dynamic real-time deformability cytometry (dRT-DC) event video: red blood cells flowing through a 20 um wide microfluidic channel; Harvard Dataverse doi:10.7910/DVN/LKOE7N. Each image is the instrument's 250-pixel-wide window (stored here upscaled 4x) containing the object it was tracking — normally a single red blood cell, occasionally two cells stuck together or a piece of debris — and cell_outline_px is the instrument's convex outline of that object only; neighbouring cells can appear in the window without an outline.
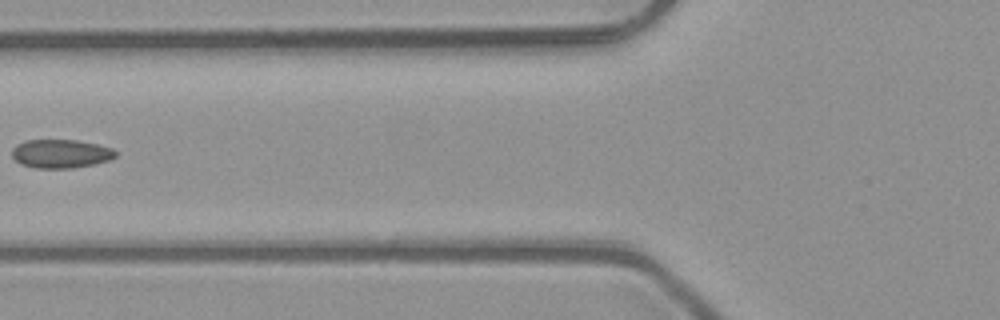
{"species": "common noctule bat (a hibernating species)", "species_latin": "Nyctalus noctula", "temperature_condition": "room temperature", "stored_images_in_passage": 6, "camera_frame_rate_fps": 3000, "um_per_image_px": 0.085, "animal": {"sex": "male", "body_mass_g": 23.1, "forearm_length_mm": 52.7}, "frame": {"image": 1, "passage_image": 6, "time_ms": 1.667, "image_size_px": [1000, 320], "cell_outline_px": [[116, 156], [108, 160], [96, 164], [72, 168], [36, 168], [20, 164], [12, 156], [12, 148], [16, 144], [24, 140], [76, 140], [96, 144], [112, 148], [116, 152]], "centroid_in_image_um": [5.14, 13.06], "position_along_channel_um": 120.7, "area_um2": 17.34}}